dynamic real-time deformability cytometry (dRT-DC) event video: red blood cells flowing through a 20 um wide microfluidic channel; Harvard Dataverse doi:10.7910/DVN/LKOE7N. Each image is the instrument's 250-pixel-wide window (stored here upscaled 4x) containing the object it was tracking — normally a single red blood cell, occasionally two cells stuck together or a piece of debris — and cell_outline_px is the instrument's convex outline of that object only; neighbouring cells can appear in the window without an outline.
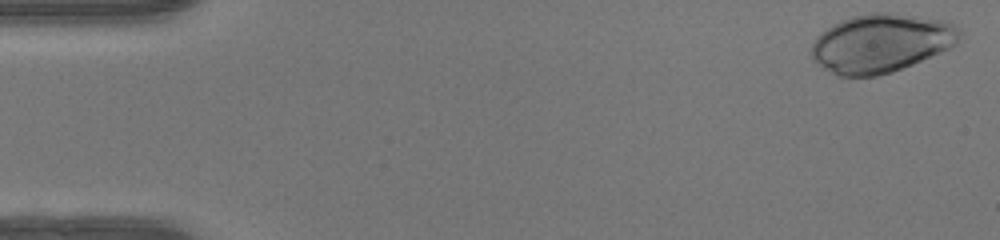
{"species": "human", "species_latin": "Homo sapiens", "temperature_condition": "warm", "stored_images_in_passage": 48, "camera_frame_rate_fps": 3000, "um_per_image_px": 0.085, "donor": {"sex": "female"}, "frame": {"image": 1, "passage_image": 1, "time_ms": 0.0, "image_size_px": [1000, 240], "cell_outline_px": [[960, 36], [956, 44], [940, 52], [912, 64], [892, 72], [876, 76], [836, 76], [816, 64], [812, 60], [812, 44], [816, 36], [832, 24], [840, 20], [852, 16], [872, 12], [884, 12], [944, 20], [960, 28]], "centroid_in_image_um": [74.84, 3.67], "position_along_channel_um": 10.2, "area_um2": 50.46}}
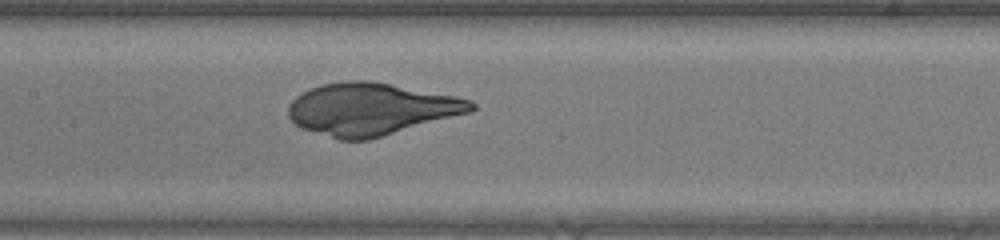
{"frame": {"image": 2, "passage_image": 23, "time_ms": 7.333, "image_size_px": [1000, 240], "cell_outline_px": [[476, 108], [472, 112], [368, 140], [340, 140], [300, 128], [288, 116], [288, 104], [296, 96], [320, 84], [348, 80], [368, 80], [392, 84], [456, 96], [472, 100], [476, 104]], "centroid_in_image_um": [31.56, 9.27], "position_along_channel_um": 175.8, "area_um2": 55.83}}
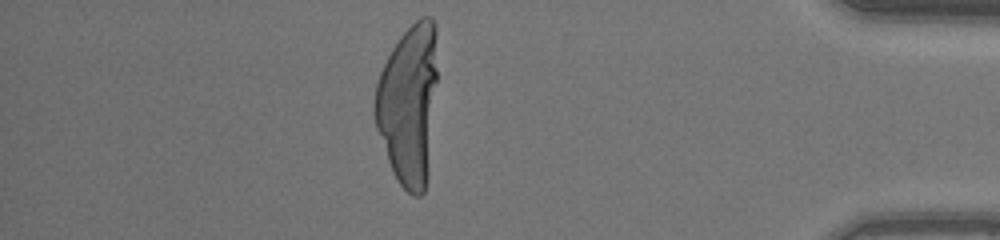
{"frame": {"image": 3, "passage_image": 42, "time_ms": 13.667, "image_size_px": [1000, 240], "cell_outline_px": [[436, 80], [428, 176], [424, 192], [420, 196], [412, 196], [396, 180], [392, 172], [376, 128], [372, 112], [372, 104], [376, 84], [380, 72], [392, 48], [400, 36], [420, 16], [432, 16], [436, 24]], "centroid_in_image_um": [34.71, 8.87], "position_along_channel_um": 400.5, "area_um2": 58.96}}